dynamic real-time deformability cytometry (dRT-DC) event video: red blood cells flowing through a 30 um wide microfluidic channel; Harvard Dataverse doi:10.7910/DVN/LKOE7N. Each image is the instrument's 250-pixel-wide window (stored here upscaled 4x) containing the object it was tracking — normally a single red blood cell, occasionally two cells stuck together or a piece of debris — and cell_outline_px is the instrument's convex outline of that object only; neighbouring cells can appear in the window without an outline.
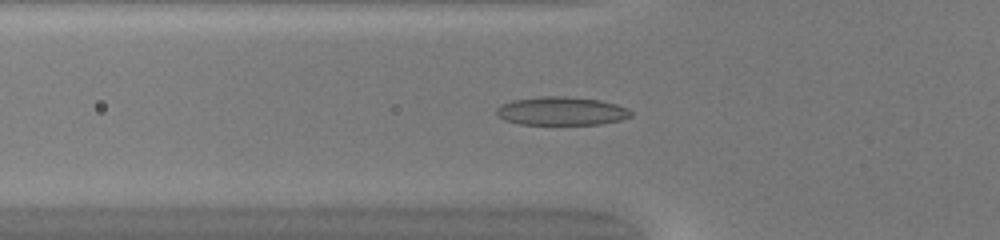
{"species": "common noctule bat (a hibernating species)", "species_latin": "Nyctalus noctula", "temperature_condition": "warm", "stored_images_in_passage": 51, "camera_frame_rate_fps": 3000, "um_per_image_px": 0.085, "animal": {"sex": "female", "body_mass_g": 20.0, "forearm_length_mm": 54.0}, "frame": {"image": 1, "passage_image": 19, "time_ms": 6.0, "image_size_px": [1000, 240], "cell_outline_px": [[632, 116], [620, 120], [600, 124], [520, 124], [504, 120], [496, 116], [496, 108], [500, 104], [512, 100], [540, 96], [564, 96], [600, 100], [616, 104], [628, 108], [632, 112]], "centroid_in_image_um": [47.69, 9.43], "position_along_channel_um": 78.1, "area_um2": 22.43}}
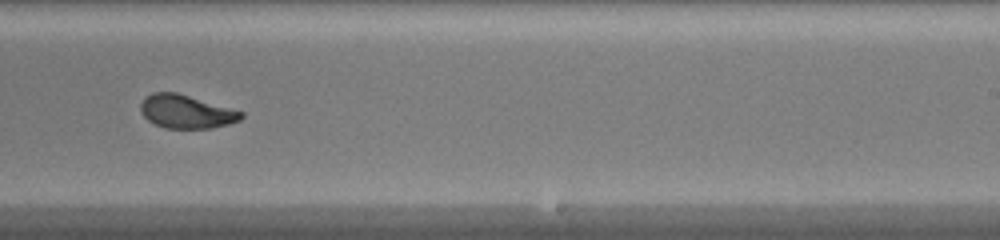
{"frame": {"image": 2, "passage_image": 33, "time_ms": 10.667, "image_size_px": [1000, 240], "cell_outline_px": [[244, 116], [240, 120], [228, 124], [212, 128], [164, 128], [148, 120], [140, 112], [140, 104], [144, 96], [152, 92], [176, 92], [244, 112]], "centroid_in_image_um": [15.8, 9.48], "position_along_channel_um": 273.2, "area_um2": 19.59}}
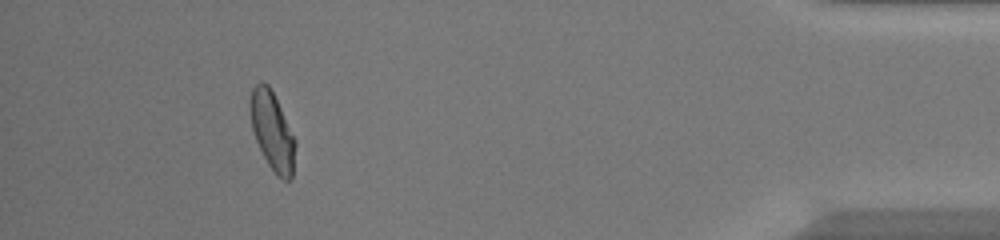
{"frame": {"image": 3, "passage_image": 47, "time_ms": 15.333, "image_size_px": [1000, 240], "cell_outline_px": [[296, 144], [292, 180], [284, 180], [276, 176], [268, 164], [256, 140], [252, 128], [252, 88], [260, 80], [268, 84], [296, 140]], "centroid_in_image_um": [23.19, 11.21], "position_along_channel_um": 412.0, "area_um2": 20.0}, "authors_computed_cell_mechanics": {"area_um2": 20.3456, "velocity_mm_per_s": 4.1782, "shape_relaxation_time_tau1_ms": 5.3561, "shape_relaxation_time_tau2_ms": 0.9682, "deformation_change_tau1": 0.2192, "deformation_change_tau2": 0.0498}}